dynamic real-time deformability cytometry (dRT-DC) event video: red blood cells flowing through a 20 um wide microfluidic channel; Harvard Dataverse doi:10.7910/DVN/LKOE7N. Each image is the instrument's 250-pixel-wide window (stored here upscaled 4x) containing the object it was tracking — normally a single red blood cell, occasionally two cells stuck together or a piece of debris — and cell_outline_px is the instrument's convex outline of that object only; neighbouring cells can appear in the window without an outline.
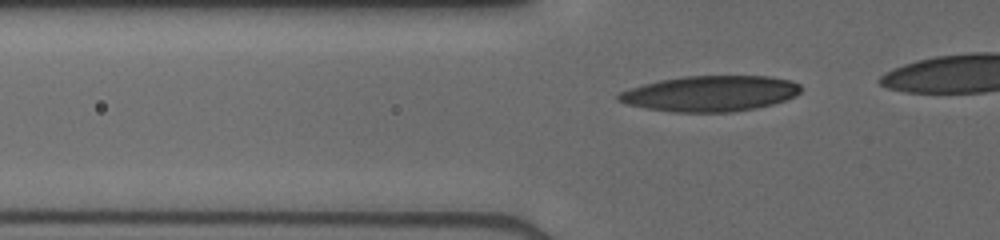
{"species": "human", "species_latin": "Homo sapiens", "temperature_condition": "cold", "stored_images_in_passage": 30, "camera_frame_rate_fps": 3000, "um_per_image_px": 0.085, "donor": {"sex": "male"}, "frame": {"image": 1, "passage_image": 4, "time_ms": 1.0, "image_size_px": [1000, 240], "cell_outline_px": [[800, 92], [796, 96], [772, 104], [756, 108], [732, 112], [672, 112], [644, 108], [628, 104], [616, 100], [616, 92], [628, 88], [660, 80], [684, 76], [772, 76], [792, 80], [800, 84]], "centroid_in_image_um": [60.35, 7.95], "position_along_channel_um": 65.5, "area_um2": 38.21}}
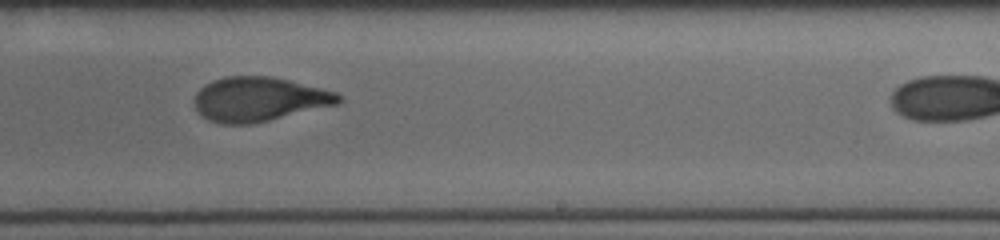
{"frame": {"image": 2, "passage_image": 19, "time_ms": 6.0, "image_size_px": [1000, 240], "cell_outline_px": [[340, 100], [336, 104], [252, 124], [220, 124], [208, 120], [196, 108], [196, 92], [200, 88], [212, 80], [228, 76], [268, 76], [288, 80], [336, 92], [340, 96]], "centroid_in_image_um": [21.98, 8.43], "position_along_channel_um": 267.0, "area_um2": 36.59}}
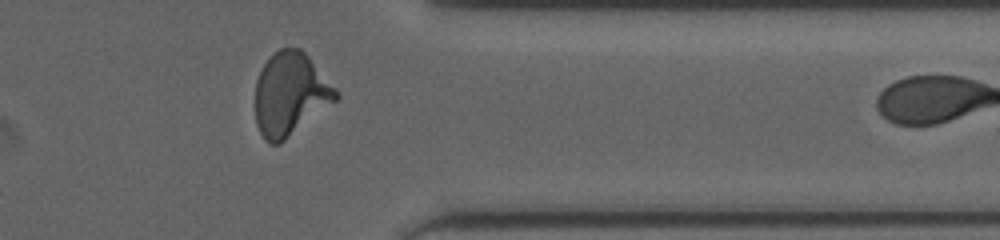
{"frame": {"image": 3, "passage_image": 28, "time_ms": 9.0, "image_size_px": [1000, 240], "cell_outline_px": [[340, 96], [336, 100], [280, 144], [268, 144], [264, 140], [256, 124], [256, 80], [264, 64], [280, 48], [300, 48], [308, 56], [340, 92]], "centroid_in_image_um": [24.68, 8.02], "position_along_channel_um": 386.7, "area_um2": 38.73}}